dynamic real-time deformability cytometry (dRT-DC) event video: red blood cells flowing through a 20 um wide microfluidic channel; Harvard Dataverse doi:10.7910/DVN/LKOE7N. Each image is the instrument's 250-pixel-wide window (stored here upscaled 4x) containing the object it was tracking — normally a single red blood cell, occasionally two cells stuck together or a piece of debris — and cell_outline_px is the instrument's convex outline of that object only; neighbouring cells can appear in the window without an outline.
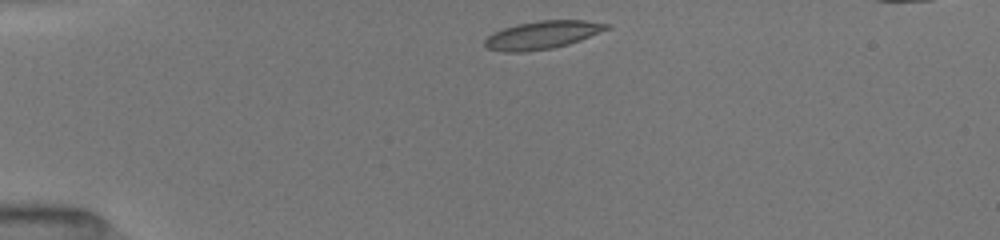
{"species": "common noctule bat (a hibernating species)", "species_latin": "Nyctalus noctula", "temperature_condition": "room temperature", "stored_images_in_passage": 40, "camera_frame_rate_fps": 3000, "um_per_image_px": 0.085, "animal": {"sex": "female", "body_mass_g": 19.5, "forearm_length_mm": 54.1}, "frame": {"image": 1, "passage_image": 1, "time_ms": 0.0, "image_size_px": [1000, 240], "cell_outline_px": [[612, 28], [580, 40], [568, 44], [552, 48], [524, 52], [504, 52], [488, 48], [484, 44], [484, 40], [492, 32], [516, 24], [540, 20], [584, 20], [612, 24]], "centroid_in_image_um": [46.12, 2.96], "position_along_channel_um": 38.9, "area_um2": 20.0}}
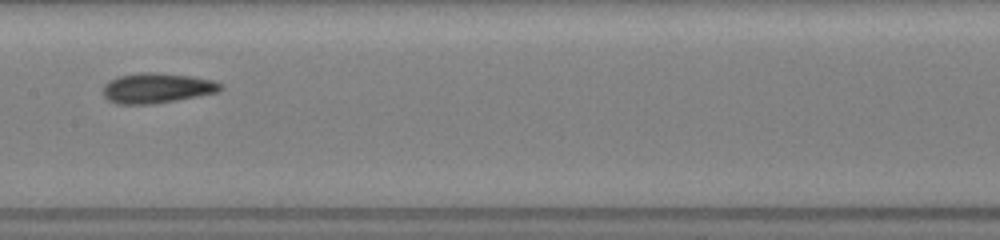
{"frame": {"image": 2, "passage_image": 16, "time_ms": 5.0, "image_size_px": [1000, 240], "cell_outline_px": [[224, 88], [220, 92], [176, 100], [152, 104], [116, 104], [108, 100], [104, 96], [104, 84], [108, 80], [116, 76], [140, 72], [156, 72], [192, 76], [216, 80], [224, 84]], "centroid_in_image_um": [13.38, 7.47], "position_along_channel_um": 194.0, "area_um2": 21.04}}
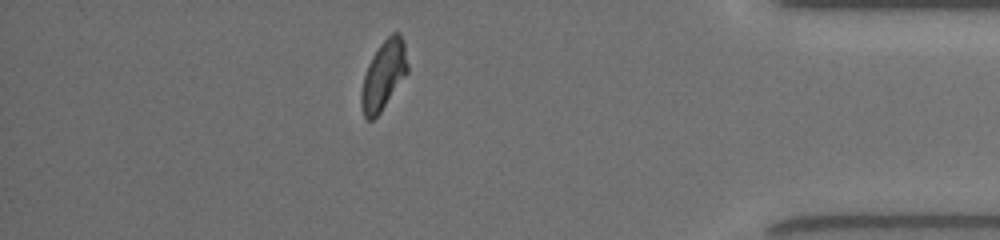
{"frame": {"image": 3, "passage_image": 34, "time_ms": 11.0, "image_size_px": [1000, 240], "cell_outline_px": [[408, 72], [380, 112], [372, 120], [368, 120], [364, 116], [360, 104], [360, 92], [364, 76], [368, 64], [372, 56], [380, 44], [392, 32], [400, 32], [404, 44], [408, 64]], "centroid_in_image_um": [32.59, 6.38], "position_along_channel_um": 402.6, "area_um2": 18.5}}